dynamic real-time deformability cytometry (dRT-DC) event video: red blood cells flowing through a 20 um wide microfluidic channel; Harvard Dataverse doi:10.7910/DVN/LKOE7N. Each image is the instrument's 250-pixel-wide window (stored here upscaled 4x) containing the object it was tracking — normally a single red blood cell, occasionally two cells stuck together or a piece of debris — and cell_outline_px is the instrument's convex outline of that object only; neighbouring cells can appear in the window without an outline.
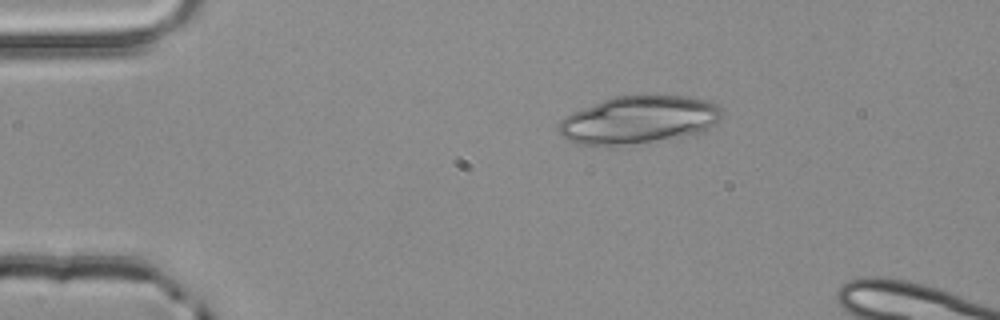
{"species": "common noctule bat (a hibernating species)", "species_latin": "Nyctalus noctula", "temperature_condition": "room temperature", "stored_images_in_passage": 3, "camera_frame_rate_fps": 3000, "um_per_image_px": 0.085, "animal": {"sex": "male", "body_mass_g": 20.4}, "frame": {"image": 1, "passage_image": 1, "time_ms": 0.0, "image_size_px": [1000, 320], "cell_outline_px": [[724, 112], [712, 124], [696, 132], [680, 136], [604, 148], [580, 144], [568, 140], [560, 132], [560, 120], [572, 112], [604, 100], [616, 96], [656, 92], [684, 96], [708, 100], [716, 104]], "centroid_in_image_um": [54.25, 10.15], "position_along_channel_um": 30.7, "area_um2": 45.6}}